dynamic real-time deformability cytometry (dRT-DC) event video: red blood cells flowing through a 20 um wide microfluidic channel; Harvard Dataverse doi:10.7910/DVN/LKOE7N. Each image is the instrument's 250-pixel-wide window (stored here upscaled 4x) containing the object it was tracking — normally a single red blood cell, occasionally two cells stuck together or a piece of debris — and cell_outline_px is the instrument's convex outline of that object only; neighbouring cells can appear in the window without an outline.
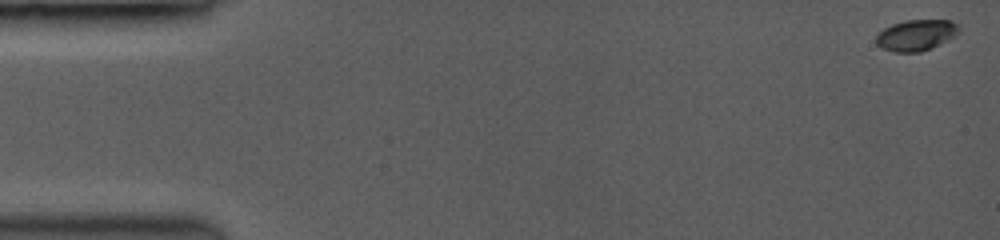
{"species": "common noctule bat (a hibernating species)", "species_latin": "Nyctalus noctula", "temperature_condition": "room temperature", "stored_images_in_passage": 50, "camera_frame_rate_fps": 3500, "um_per_image_px": 0.085, "animal": {"sex": "female", "body_mass_g": 19.0, "forearm_length_mm": 53.3}, "frame": {"image": 1, "passage_image": 1, "time_ms": 0.0, "image_size_px": [1000, 240], "cell_outline_px": [[956, 28], [952, 36], [928, 48], [916, 52], [896, 52], [884, 48], [876, 44], [876, 36], [884, 28], [892, 24], [908, 20], [948, 20], [956, 24]], "centroid_in_image_um": [77.76, 2.97], "position_along_channel_um": 7.2, "area_um2": 14.1}}